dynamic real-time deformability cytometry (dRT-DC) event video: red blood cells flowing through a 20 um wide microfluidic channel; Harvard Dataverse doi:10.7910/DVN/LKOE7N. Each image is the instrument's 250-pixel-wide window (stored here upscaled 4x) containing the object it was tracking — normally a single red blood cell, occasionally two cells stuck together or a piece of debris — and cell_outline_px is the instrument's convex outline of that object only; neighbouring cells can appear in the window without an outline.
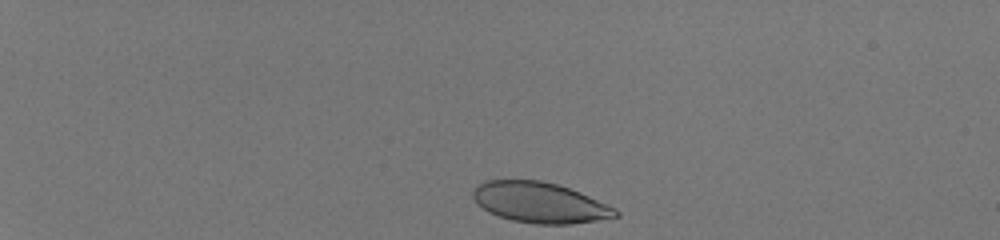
{"species": "human", "species_latin": "Homo sapiens", "temperature_condition": "room temperature", "stored_images_in_passage": 38, "camera_frame_rate_fps": 3000, "um_per_image_px": 0.085, "donor": {"sex": "male"}, "frame": {"image": 1, "passage_image": 1, "time_ms": 0.0, "image_size_px": [1000, 240], "cell_outline_px": [[620, 216], [572, 224], [536, 224], [512, 220], [488, 212], [476, 204], [472, 196], [472, 192], [484, 180], [540, 180], [556, 184], [580, 192], [616, 208], [620, 212]], "centroid_in_image_um": [45.88, 17.22], "position_along_channel_um": 39.1, "area_um2": 33.64}}
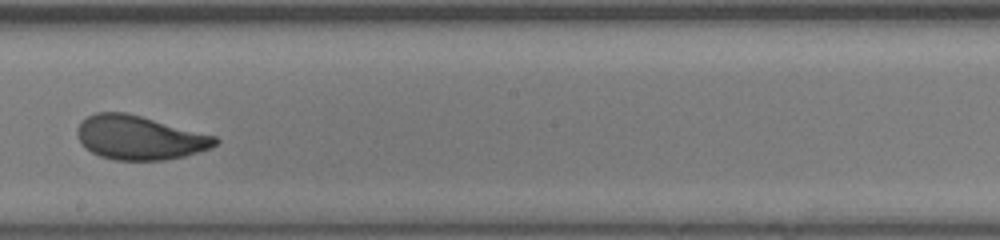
{"frame": {"image": 2, "passage_image": 23, "time_ms": 7.333, "image_size_px": [1000, 240], "cell_outline_px": [[220, 140], [216, 144], [208, 148], [184, 156], [168, 160], [116, 160], [100, 156], [92, 152], [80, 144], [76, 132], [80, 124], [88, 116], [96, 112], [128, 112], [216, 136]], "centroid_in_image_um": [11.84, 11.7], "position_along_channel_um": 236.4, "area_um2": 35.32}}
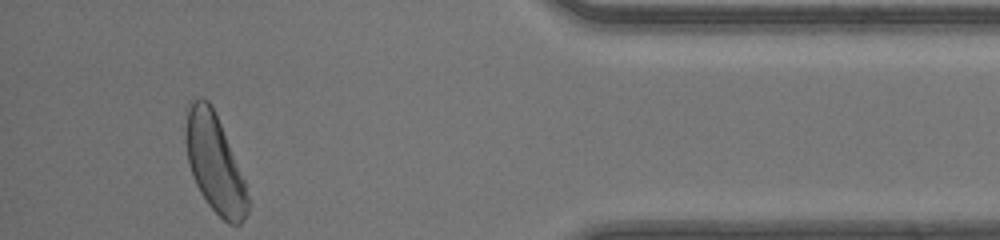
{"frame": {"image": 3, "passage_image": 38, "time_ms": 12.333, "image_size_px": [1000, 240], "cell_outline_px": [[248, 212], [244, 220], [240, 224], [228, 224], [208, 204], [200, 192], [196, 184], [188, 164], [184, 140], [184, 108], [192, 100], [200, 96], [208, 100], [212, 104], [216, 112], [244, 180], [248, 196]], "centroid_in_image_um": [18.19, 13.79], "position_along_channel_um": 417.0, "area_um2": 35.95}, "authors_computed_cell_mechanics": {"area_um2": 35.6337, "velocity_mm_per_s": 4.188, "shape_relaxation_time_tau1_ms": 2.7962, "shape_relaxation_time_tau2_ms": null, "deformation_change_tau1": 0.1479, "deformation_change_tau2": null}}